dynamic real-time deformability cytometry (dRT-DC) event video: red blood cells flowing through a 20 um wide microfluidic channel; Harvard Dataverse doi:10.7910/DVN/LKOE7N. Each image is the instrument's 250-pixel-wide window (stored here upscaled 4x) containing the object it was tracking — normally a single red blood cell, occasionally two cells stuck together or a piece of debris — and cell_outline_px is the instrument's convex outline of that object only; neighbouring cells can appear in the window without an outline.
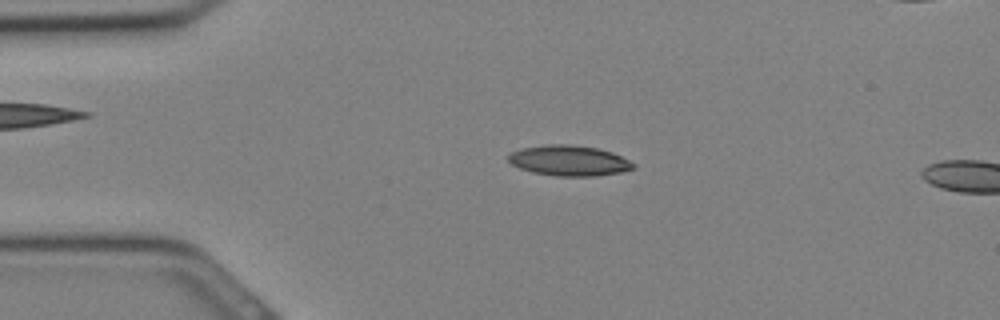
{"species": "Egyptian fruit bat (a non-hibernating species)", "species_latin": "Rousettus aegyptiacus", "temperature_condition": "cold", "stored_images_in_passage": 9, "camera_frame_rate_fps": 3000, "um_per_image_px": 0.085, "animal": {"sex": "female"}, "frame": {"image": 1, "passage_image": 7, "time_ms": 2.0, "image_size_px": [1000, 320], "cell_outline_px": [[636, 168], [620, 172], [596, 176], [556, 176], [532, 172], [520, 168], [512, 164], [508, 160], [508, 156], [512, 152], [520, 148], [548, 144], [572, 144], [600, 148], [612, 152], [636, 164]], "centroid_in_image_um": [48.39, 13.64], "position_along_channel_um": 36.6, "area_um2": 22.31}}